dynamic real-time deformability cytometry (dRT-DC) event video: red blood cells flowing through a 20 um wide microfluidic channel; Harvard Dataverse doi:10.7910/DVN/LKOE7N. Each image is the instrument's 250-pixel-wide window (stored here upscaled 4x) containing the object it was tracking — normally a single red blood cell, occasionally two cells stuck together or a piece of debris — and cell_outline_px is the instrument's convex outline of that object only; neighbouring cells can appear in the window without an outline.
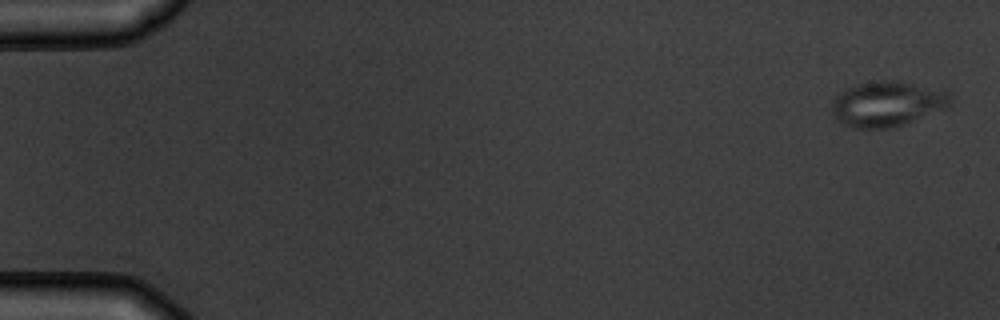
{"species": "common noctule bat (a hibernating species)", "species_latin": "Nyctalus noctula", "temperature_condition": "warm", "stored_images_in_passage": 6, "camera_frame_rate_fps": 3000, "um_per_image_px": 0.085, "animal": {"sex": "male", "body_mass_g": 19.5, "forearm_length_mm": 54.6}, "frame": {"image": 1, "passage_image": 1, "time_ms": 0.0, "image_size_px": [1000, 320], "cell_outline_px": [[952, 100], [948, 108], [904, 124], [888, 128], [852, 128], [844, 124], [832, 116], [832, 100], [836, 96], [848, 88], [856, 84], [880, 80], [892, 80], [948, 88], [952, 92]], "centroid_in_image_um": [75.51, 8.8], "position_along_channel_um": 9.5, "area_um2": 31.91}}